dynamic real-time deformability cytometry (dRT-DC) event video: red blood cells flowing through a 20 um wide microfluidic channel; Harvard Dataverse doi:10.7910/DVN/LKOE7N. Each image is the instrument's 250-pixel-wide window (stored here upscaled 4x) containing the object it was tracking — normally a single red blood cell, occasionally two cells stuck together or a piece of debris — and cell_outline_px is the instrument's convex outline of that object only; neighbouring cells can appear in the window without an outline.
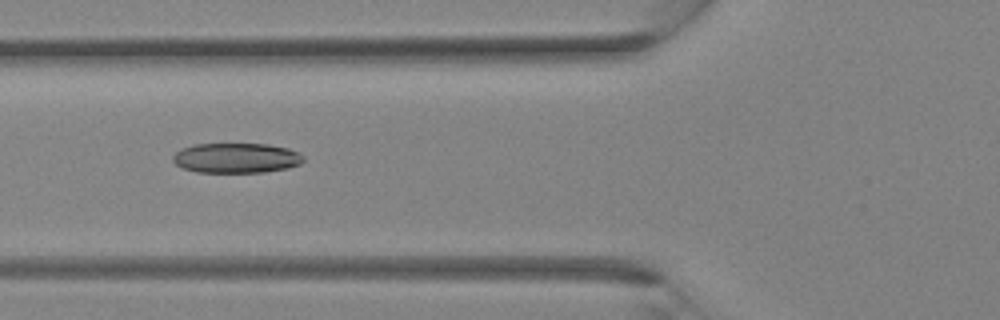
{"species": "Egyptian fruit bat (a non-hibernating species)", "species_latin": "Rousettus aegyptiacus", "temperature_condition": "room temperature", "stored_images_in_passage": 28, "camera_frame_rate_fps": 3000, "um_per_image_px": 0.085, "animal": {"sex": "female"}, "frame": {"image": 1, "passage_image": 6, "time_ms": 1.667, "image_size_px": [1000, 320], "cell_outline_px": [[304, 160], [300, 164], [288, 168], [264, 172], [196, 172], [184, 168], [176, 164], [172, 160], [172, 156], [176, 152], [184, 148], [196, 144], [268, 144], [288, 148], [304, 156]], "centroid_in_image_um": [20.1, 13.43], "position_along_channel_um": 105.7, "area_um2": 22.72}}
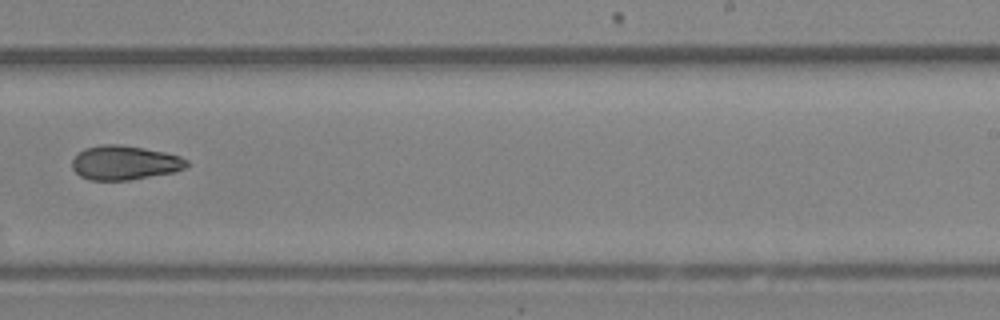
{"frame": {"image": 2, "passage_image": 15, "time_ms": 4.667, "image_size_px": [1000, 320], "cell_outline_px": [[188, 164], [184, 168], [176, 172], [128, 180], [88, 180], [80, 176], [72, 168], [72, 160], [84, 148], [100, 144], [120, 144], [144, 148], [164, 152], [180, 156], [188, 160]], "centroid_in_image_um": [10.59, 13.83], "position_along_channel_um": 278.4, "area_um2": 22.95}}
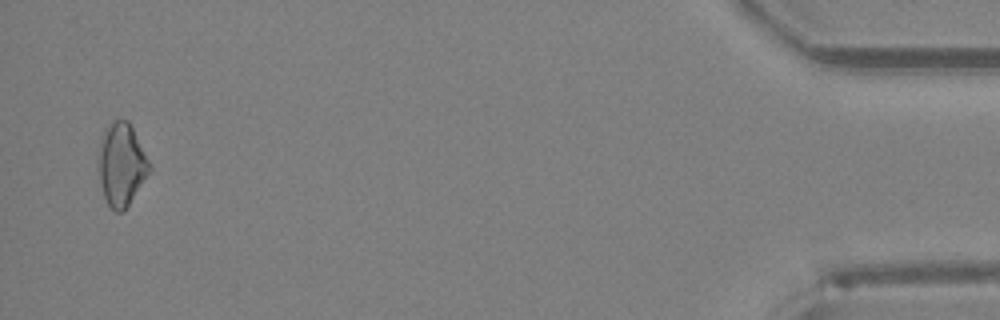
{"frame": {"image": 3, "passage_image": 27, "time_ms": 8.667, "image_size_px": [1000, 320], "cell_outline_px": [[152, 168], [128, 204], [120, 212], [116, 212], [108, 204], [104, 196], [100, 184], [100, 148], [104, 132], [108, 124], [112, 120], [128, 120]], "centroid_in_image_um": [10.33, 13.97], "position_along_channel_um": 424.9, "area_um2": 23.58}}